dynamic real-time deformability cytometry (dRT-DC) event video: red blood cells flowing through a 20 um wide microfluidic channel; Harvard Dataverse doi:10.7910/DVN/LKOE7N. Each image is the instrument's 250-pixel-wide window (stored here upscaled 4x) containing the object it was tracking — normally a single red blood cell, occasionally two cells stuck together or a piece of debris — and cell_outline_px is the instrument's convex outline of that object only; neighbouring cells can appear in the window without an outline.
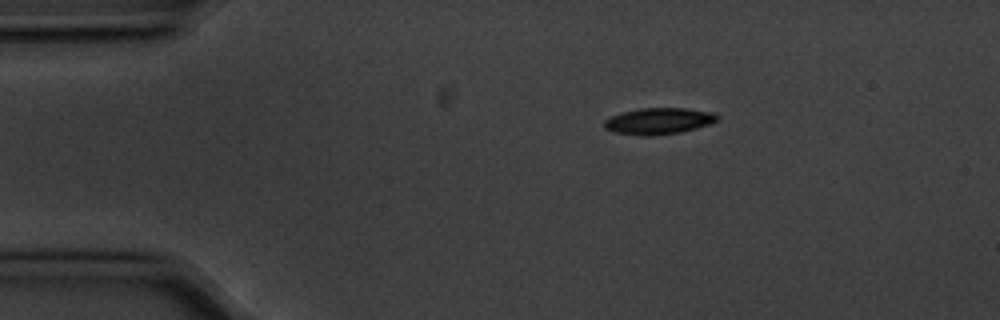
{"species": "common noctule bat (a hibernating species)", "species_latin": "Nyctalus noctula", "temperature_condition": "cold", "stored_images_in_passage": 4, "camera_frame_rate_fps": 3000, "um_per_image_px": 0.085, "animal": {"sex": "male", "body_mass_g": 20.1, "forearm_length_mm": 53.5}, "frame": {"image": 1, "passage_image": 1, "time_ms": 0.0, "image_size_px": [1000, 320], "cell_outline_px": [[720, 120], [696, 128], [680, 132], [648, 136], [644, 136], [612, 132], [604, 128], [604, 120], [612, 116], [624, 112], [640, 108], [688, 108], [712, 112], [720, 116]], "centroid_in_image_um": [56.0, 10.29], "position_along_channel_um": 29.0, "area_um2": 17.4}}
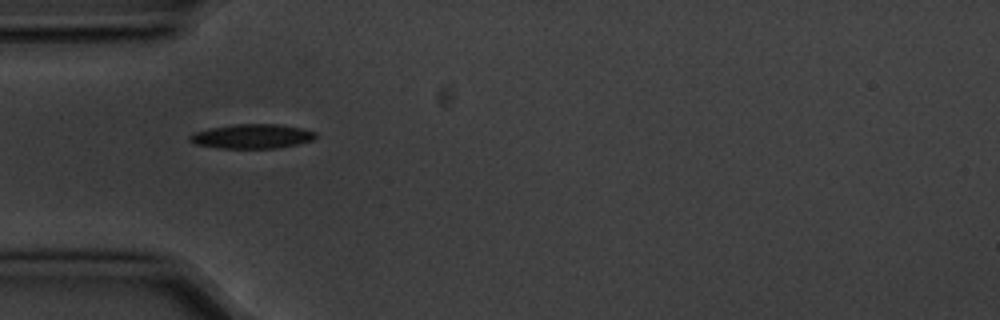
{"frame": {"image": 2, "passage_image": 3, "time_ms": 0.667, "image_size_px": [1000, 320], "cell_outline_px": [[316, 136], [312, 140], [296, 144], [276, 148], [220, 148], [196, 144], [188, 140], [188, 136], [196, 132], [208, 128], [236, 124], [276, 124], [300, 128], [316, 132]], "centroid_in_image_um": [21.39, 11.58], "position_along_channel_um": 63.6, "area_um2": 17.69}}